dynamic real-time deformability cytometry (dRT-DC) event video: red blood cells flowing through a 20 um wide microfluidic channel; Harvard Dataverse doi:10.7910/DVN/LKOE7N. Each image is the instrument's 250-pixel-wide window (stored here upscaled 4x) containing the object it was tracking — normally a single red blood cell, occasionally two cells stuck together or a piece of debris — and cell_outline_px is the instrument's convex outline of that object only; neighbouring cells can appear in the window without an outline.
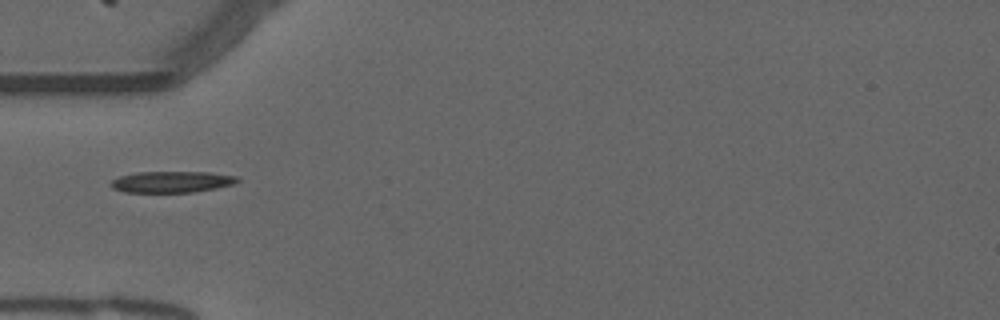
{"species": "common noctule bat (a hibernating species)", "species_latin": "Nyctalus noctula", "temperature_condition": "warm", "stored_images_in_passage": 35, "camera_frame_rate_fps": 3000, "um_per_image_px": 0.085, "animal": {"sex": "male", "forearm_length_mm": 52.5}, "frame": {"image": 1, "passage_image": 1, "time_ms": 0.0, "image_size_px": [1000, 320], "cell_outline_px": [[240, 180], [232, 184], [216, 188], [192, 192], [124, 192], [112, 188], [108, 184], [112, 180], [120, 176], [136, 172], [208, 172], [236, 176]], "centroid_in_image_um": [14.55, 15.45], "position_along_channel_um": 70.5, "area_um2": 15.66}}
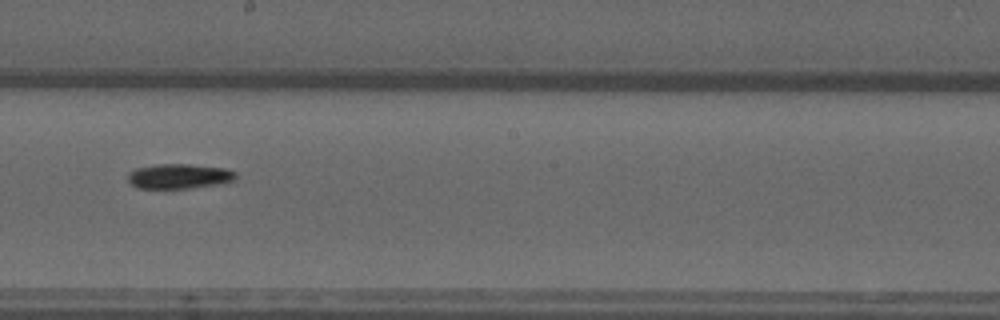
{"frame": {"image": 2, "passage_image": 14, "time_ms": 4.333, "image_size_px": [1000, 320], "cell_outline_px": [[236, 180], [216, 184], [188, 188], [136, 188], [128, 180], [128, 172], [136, 168], [156, 164], [188, 164], [224, 168], [236, 172]], "centroid_in_image_um": [15.2, 14.97], "position_along_channel_um": 233.0, "area_um2": 15.55}}
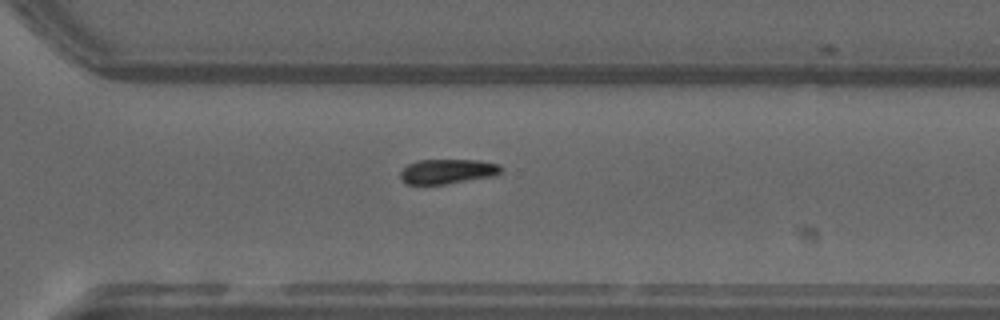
{"frame": {"image": 3, "passage_image": 22, "time_ms": 7.0, "image_size_px": [1000, 320], "cell_outline_px": [[504, 168], [496, 176], [448, 184], [408, 184], [400, 180], [400, 172], [408, 164], [416, 160], [480, 160], [500, 164]], "centroid_in_image_um": [38.07, 14.57], "position_along_channel_um": 332.5, "area_um2": 14.8}, "authors_computed_cell_mechanics": {"area_um2": 14.9702, "velocity_mm_per_s": 3.7393, "shape_relaxation_time_tau1_ms": 4.2856, "shape_relaxation_time_tau2_ms": null, "deformation_change_tau1": 0.1359, "deformation_change_tau2": null}}